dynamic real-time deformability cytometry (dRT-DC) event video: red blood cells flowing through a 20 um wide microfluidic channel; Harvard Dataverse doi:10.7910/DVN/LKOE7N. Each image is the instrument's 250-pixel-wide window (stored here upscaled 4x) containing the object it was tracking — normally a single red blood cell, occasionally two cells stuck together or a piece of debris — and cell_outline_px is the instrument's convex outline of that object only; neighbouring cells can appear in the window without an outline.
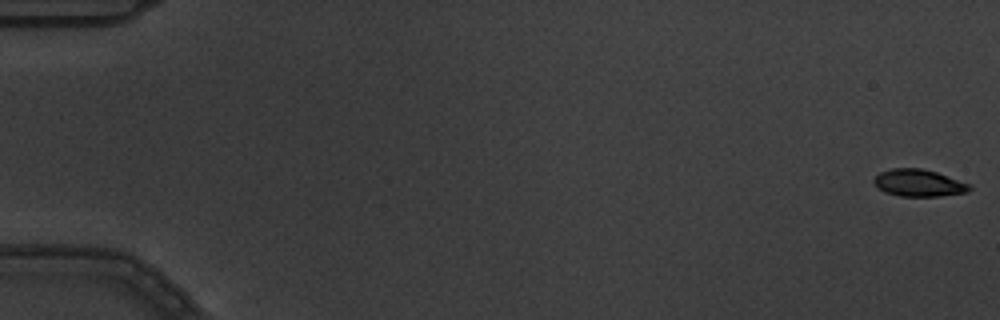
{"species": "common noctule bat (a hibernating species)", "species_latin": "Nyctalus noctula", "temperature_condition": "warm", "stored_images_in_passage": 6, "camera_frame_rate_fps": 3000, "um_per_image_px": 0.085, "animal": {"sex": "male", "body_mass_g": 19.5, "forearm_length_mm": 54.6}, "frame": {"image": 1, "passage_image": 1, "time_ms": 0.0, "image_size_px": [1000, 320], "cell_outline_px": [[972, 188], [968, 192], [940, 196], [900, 196], [884, 192], [872, 180], [880, 172], [892, 168], [920, 168], [936, 172], [972, 184]], "centroid_in_image_um": [78.13, 15.55], "position_along_channel_um": 6.9, "area_um2": 15.09}}
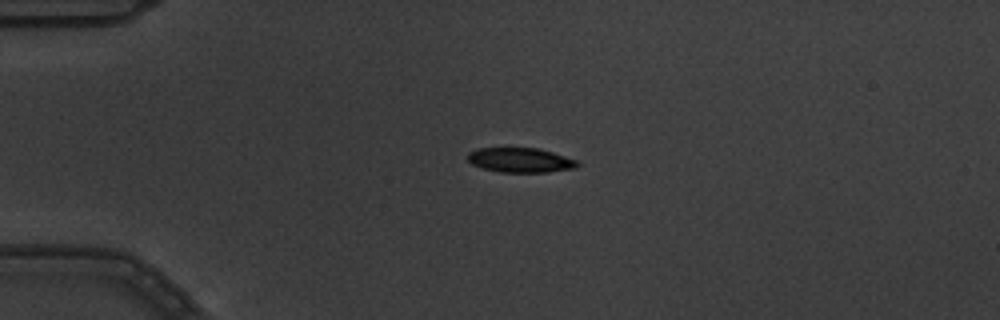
{"frame": {"image": 2, "passage_image": 5, "time_ms": 1.333, "image_size_px": [1000, 320], "cell_outline_px": [[580, 164], [576, 168], [548, 172], [500, 172], [480, 168], [472, 164], [468, 160], [468, 152], [476, 148], [536, 148], [552, 152], [576, 160]], "centroid_in_image_um": [44.2, 13.61], "position_along_channel_um": 40.8, "area_um2": 15.78}}